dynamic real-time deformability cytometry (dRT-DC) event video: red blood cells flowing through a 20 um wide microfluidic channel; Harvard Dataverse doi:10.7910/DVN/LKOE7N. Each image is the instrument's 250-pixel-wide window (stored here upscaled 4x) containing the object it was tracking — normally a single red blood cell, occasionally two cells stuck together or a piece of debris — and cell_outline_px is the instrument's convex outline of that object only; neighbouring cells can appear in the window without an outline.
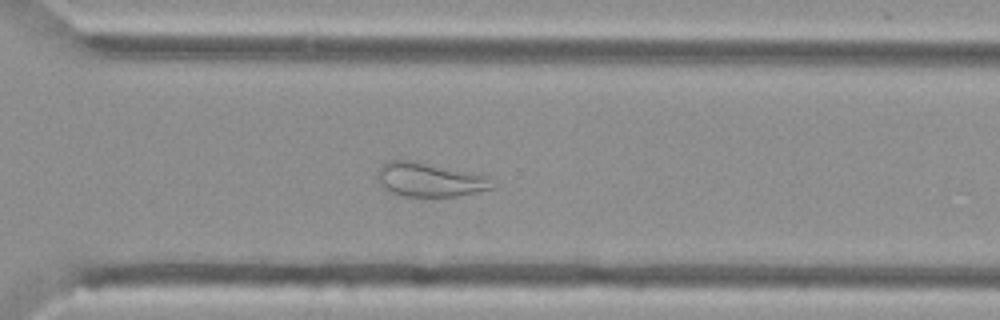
{"species": "Egyptian fruit bat (a non-hibernating species)", "species_latin": "Rousettus aegyptiacus", "temperature_condition": "cold", "stored_images_in_passage": 37, "camera_frame_rate_fps": 3000, "um_per_image_px": 0.085, "animal": {"sex": "female"}, "frame": {"image": 1, "passage_image": 22, "time_ms": 7.0, "image_size_px": [1000, 320], "cell_outline_px": [[496, 188], [456, 196], [400, 196], [384, 188], [376, 180], [376, 168], [388, 160], [416, 160], [484, 176], [496, 184]], "centroid_in_image_um": [36.44, 15.26], "position_along_channel_um": 334.2, "area_um2": 22.89}}
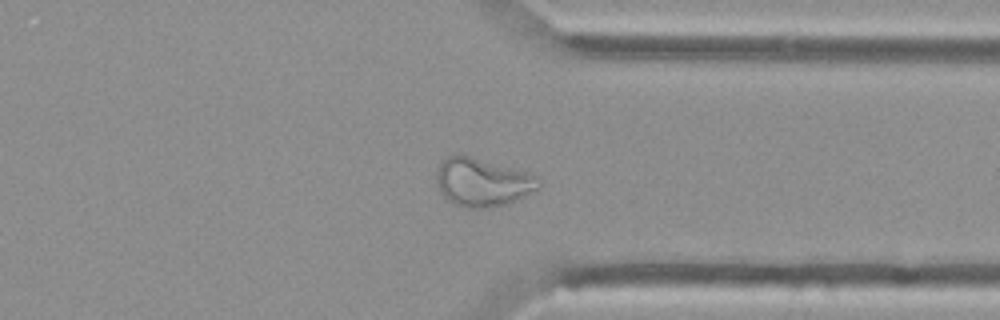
{"frame": {"image": 2, "passage_image": 25, "time_ms": 8.0, "image_size_px": [1000, 320], "cell_outline_px": [[540, 188], [508, 204], [488, 208], [464, 208], [452, 204], [440, 192], [436, 184], [436, 172], [440, 164], [448, 156], [468, 156], [528, 172], [536, 176], [540, 180]], "centroid_in_image_um": [41.0, 15.53], "position_along_channel_um": 370.4, "area_um2": 28.67}}
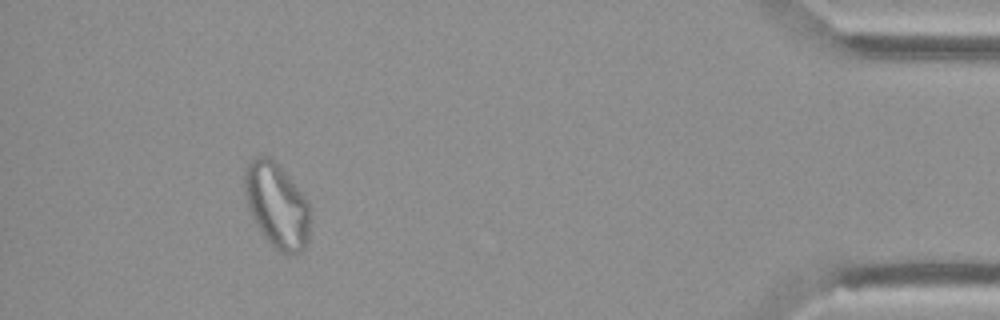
{"frame": {"image": 3, "passage_image": 33, "time_ms": 10.667, "image_size_px": [1000, 320], "cell_outline_px": [[308, 240], [304, 248], [300, 252], [280, 252], [264, 236], [256, 224], [252, 216], [244, 192], [244, 168], [256, 156], [268, 156], [280, 168], [304, 196], [308, 204]], "centroid_in_image_um": [23.49, 17.44], "position_along_channel_um": 411.7, "area_um2": 31.39}, "authors_computed_cell_mechanics": {"area_um2": 22.8888, "velocity_mm_per_s": 3.753, "shape_relaxation_time_tau1_ms": null, "shape_relaxation_time_tau2_ms": 1.7883, "deformation_change_tau1": null, "deformation_change_tau2": 0.0764}}